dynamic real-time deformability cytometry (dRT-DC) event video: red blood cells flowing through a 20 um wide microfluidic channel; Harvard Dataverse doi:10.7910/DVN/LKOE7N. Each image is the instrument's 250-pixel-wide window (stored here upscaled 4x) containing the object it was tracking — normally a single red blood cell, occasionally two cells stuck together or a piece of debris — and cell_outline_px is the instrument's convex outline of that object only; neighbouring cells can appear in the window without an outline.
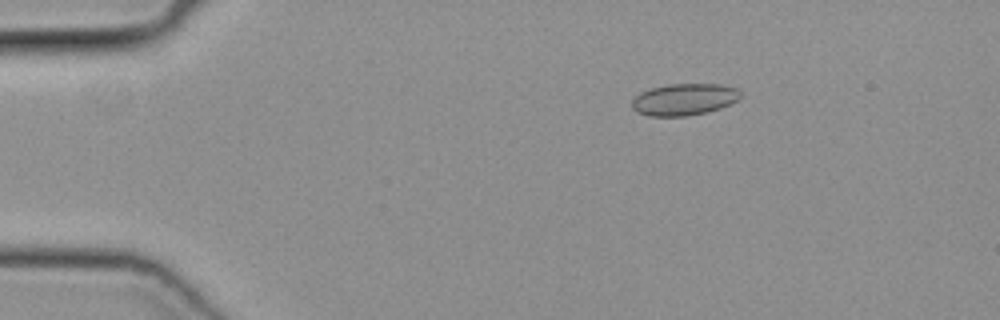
{"species": "common noctule bat (a hibernating species)", "species_latin": "Nyctalus noctula", "temperature_condition": "cold", "stored_images_in_passage": 42, "camera_frame_rate_fps": 3000, "um_per_image_px": 0.085, "animal": {"sex": "female", "body_mass_g": 19.3, "forearm_length_mm": 54.1}, "frame": {"image": 1, "passage_image": 1, "time_ms": 0.0, "image_size_px": [1000, 320], "cell_outline_px": [[740, 96], [732, 104], [708, 112], [684, 116], [648, 116], [636, 112], [632, 108], [632, 100], [640, 92], [652, 88], [672, 84], [720, 84], [736, 88], [740, 92]], "centroid_in_image_um": [58.14, 8.46], "position_along_channel_um": 26.9, "area_um2": 20.06}}
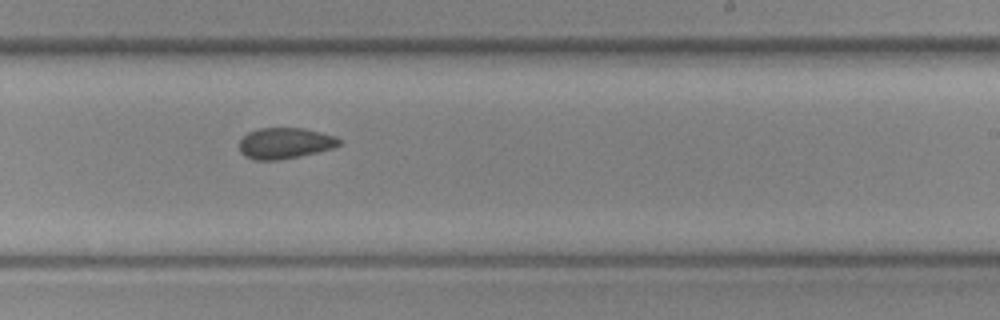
{"frame": {"image": 2, "passage_image": 23, "time_ms": 7.333, "image_size_px": [1000, 320], "cell_outline_px": [[340, 144], [332, 148], [300, 156], [280, 160], [256, 160], [244, 156], [240, 152], [240, 140], [248, 132], [260, 128], [304, 128], [336, 136], [340, 140]], "centroid_in_image_um": [24.2, 12.17], "position_along_channel_um": 264.8, "area_um2": 17.98}}
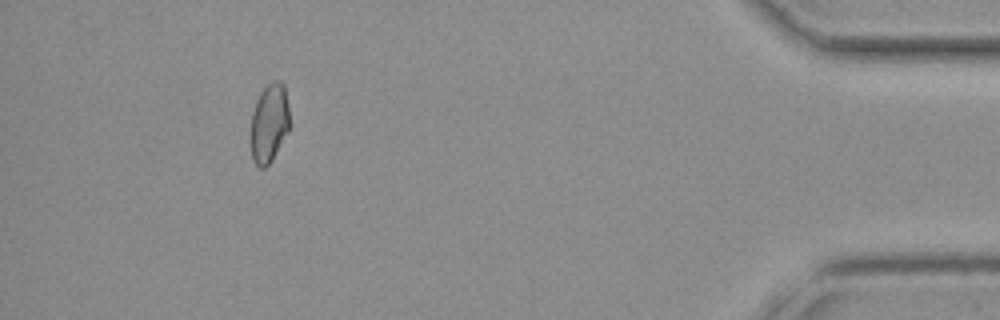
{"frame": {"image": 3, "passage_image": 38, "time_ms": 12.333, "image_size_px": [1000, 320], "cell_outline_px": [[288, 132], [272, 160], [264, 168], [260, 168], [252, 160], [252, 112], [256, 100], [260, 92], [272, 80], [280, 80], [284, 84], [288, 104]], "centroid_in_image_um": [22.89, 10.44], "position_along_channel_um": 412.3, "area_um2": 17.69}}